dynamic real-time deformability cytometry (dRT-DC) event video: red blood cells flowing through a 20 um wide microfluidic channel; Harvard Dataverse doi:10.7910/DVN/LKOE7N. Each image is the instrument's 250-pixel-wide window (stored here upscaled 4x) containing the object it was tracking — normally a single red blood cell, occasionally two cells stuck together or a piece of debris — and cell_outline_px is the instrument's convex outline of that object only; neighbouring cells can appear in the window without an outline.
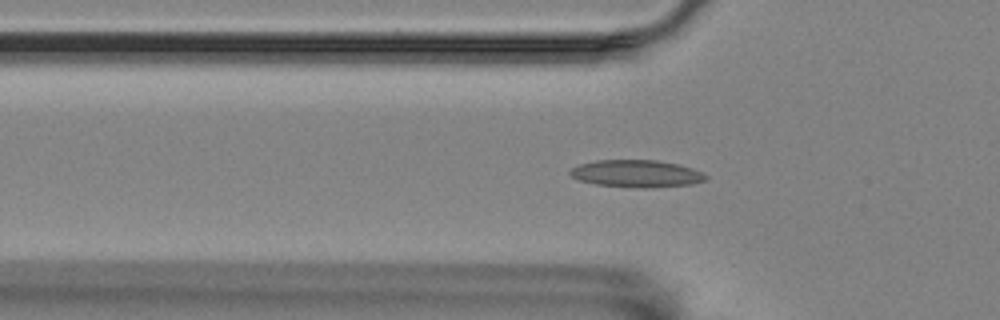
{"species": "Egyptian fruit bat (a non-hibernating species)", "species_latin": "Rousettus aegyptiacus", "temperature_condition": "room temperature", "stored_images_in_passage": 42, "segment_of_instrument_passage": [1, 2], "camera_frame_rate_fps": 3000, "um_per_image_px": 0.085, "animal": {"sex": "female"}, "frame": {"image": 1, "passage_image": 2, "time_ms": 0.333, "image_size_px": [1000, 320], "cell_outline_px": [[708, 180], [692, 184], [648, 188], [636, 188], [596, 184], [580, 180], [572, 176], [568, 172], [572, 168], [580, 164], [596, 160], [656, 160], [676, 164], [692, 168], [704, 172], [708, 176]], "centroid_in_image_um": [54.15, 14.76], "position_along_channel_um": 71.7, "area_um2": 21.62}}
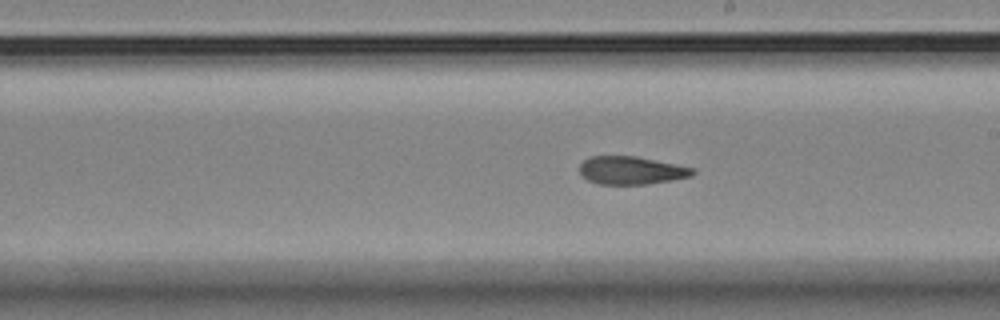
{"frame": {"image": 2, "passage_image": 16, "time_ms": 5.0, "image_size_px": [1000, 320], "cell_outline_px": [[696, 172], [692, 176], [672, 180], [648, 184], [600, 184], [588, 180], [580, 176], [580, 164], [584, 160], [592, 156], [636, 156], [692, 168]], "centroid_in_image_um": [53.63, 14.49], "position_along_channel_um": 235.4, "area_um2": 18.32}}
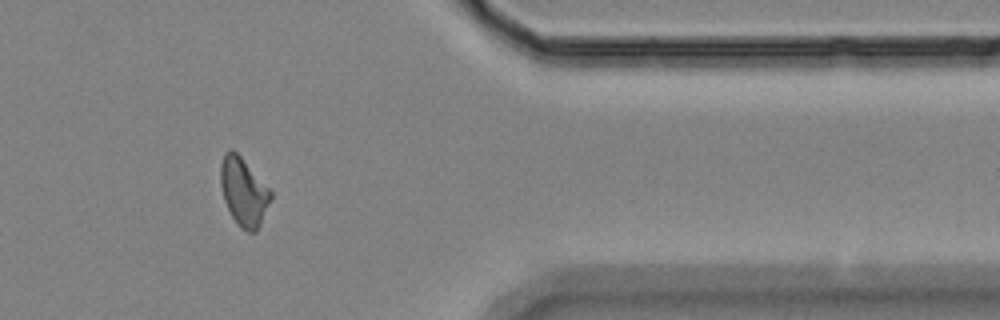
{"frame": {"image": 3, "passage_image": 31, "time_ms": 10.0, "image_size_px": [1000, 320], "cell_outline_px": [[272, 196], [260, 224], [256, 232], [248, 232], [240, 228], [236, 224], [224, 200], [220, 184], [220, 164], [224, 152], [232, 148], [240, 156], [272, 192]], "centroid_in_image_um": [20.68, 16.3], "position_along_channel_um": 390.7, "area_um2": 19.71}}